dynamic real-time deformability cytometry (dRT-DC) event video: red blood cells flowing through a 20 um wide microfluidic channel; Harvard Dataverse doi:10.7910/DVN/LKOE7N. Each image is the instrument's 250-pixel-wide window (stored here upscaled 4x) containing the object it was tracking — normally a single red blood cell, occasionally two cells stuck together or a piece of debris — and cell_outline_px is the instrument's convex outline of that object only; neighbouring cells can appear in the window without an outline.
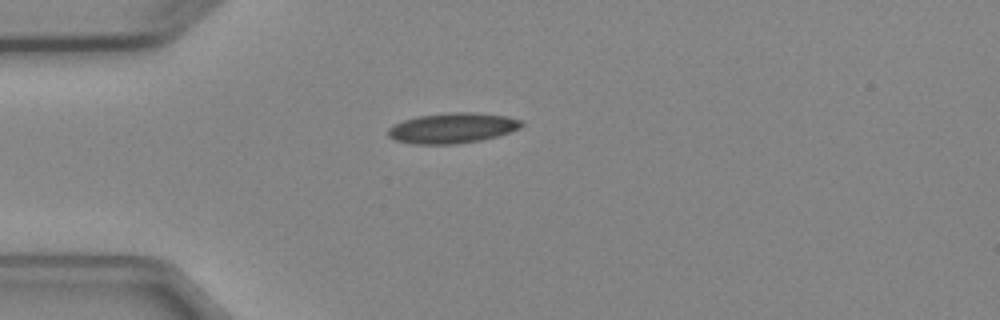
{"species": "Egyptian fruit bat (a non-hibernating species)", "species_latin": "Rousettus aegyptiacus", "temperature_condition": "cold", "stored_images_in_passage": 2, "camera_frame_rate_fps": 3000, "um_per_image_px": 0.085, "animal": {"sex": "female"}, "frame": {"image": 1, "passage_image": 2, "time_ms": 2.333, "image_size_px": [1000, 320], "cell_outline_px": [[524, 124], [520, 128], [496, 136], [480, 140], [456, 144], [416, 144], [396, 140], [388, 136], [388, 128], [392, 124], [416, 116], [444, 112], [472, 112], [508, 116], [524, 120]], "centroid_in_image_um": [38.46, 10.86], "position_along_channel_um": 46.5, "area_um2": 23.76}}